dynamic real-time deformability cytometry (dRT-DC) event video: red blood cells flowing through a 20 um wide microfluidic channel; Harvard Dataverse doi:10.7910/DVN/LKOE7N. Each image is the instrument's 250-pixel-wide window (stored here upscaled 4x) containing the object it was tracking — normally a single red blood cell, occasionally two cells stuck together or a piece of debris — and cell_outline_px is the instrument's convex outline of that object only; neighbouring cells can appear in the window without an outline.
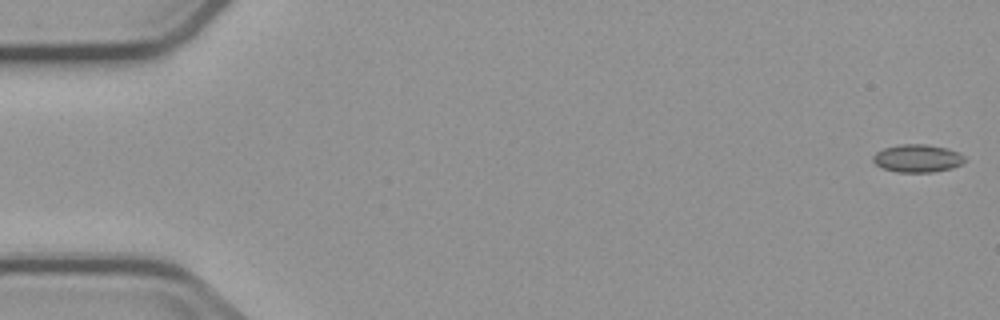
{"species": "common noctule bat (a hibernating species)", "species_latin": "Nyctalus noctula", "temperature_condition": "cold", "stored_images_in_passage": 5, "camera_frame_rate_fps": 3000, "um_per_image_px": 0.085, "animal": {"sex": "male", "body_mass_g": 23.1, "forearm_length_mm": 52.7}, "frame": {"image": 1, "passage_image": 1, "time_ms": 0.0, "image_size_px": [1000, 320], "cell_outline_px": [[968, 160], [952, 168], [932, 172], [896, 172], [884, 168], [876, 164], [872, 160], [872, 156], [876, 152], [884, 148], [900, 144], [924, 144], [944, 148], [956, 152], [964, 156]], "centroid_in_image_um": [77.96, 13.46], "position_along_channel_um": 7.0, "area_um2": 14.74}}
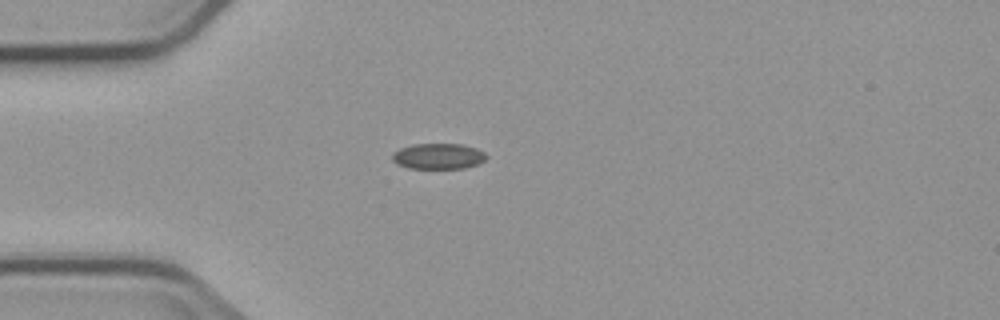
{"frame": {"image": 2, "passage_image": 5, "time_ms": 4.667, "image_size_px": [1000, 320], "cell_outline_px": [[488, 156], [484, 160], [476, 164], [464, 168], [408, 168], [396, 164], [392, 160], [392, 152], [400, 148], [412, 144], [460, 144], [476, 148], [484, 152]], "centroid_in_image_um": [37.21, 13.27], "position_along_channel_um": 47.8, "area_um2": 14.1}}